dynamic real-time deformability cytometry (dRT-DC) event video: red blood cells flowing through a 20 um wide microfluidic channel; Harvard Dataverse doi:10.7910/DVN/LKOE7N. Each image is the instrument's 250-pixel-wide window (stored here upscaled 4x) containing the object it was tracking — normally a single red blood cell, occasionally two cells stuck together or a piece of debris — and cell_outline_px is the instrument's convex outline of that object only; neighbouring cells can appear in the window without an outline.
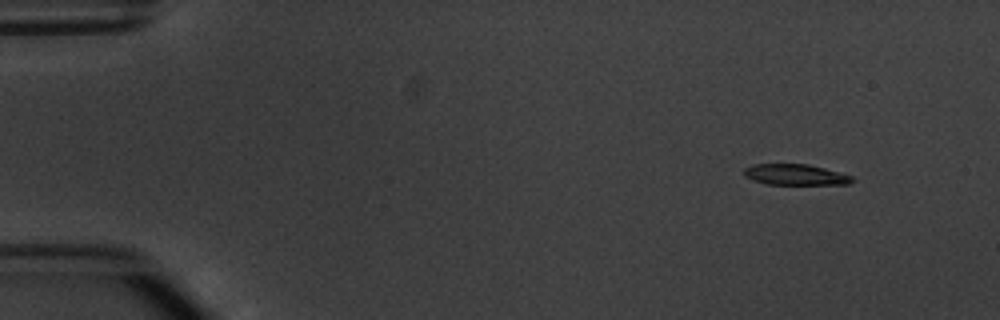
{"species": "common noctule bat (a hibernating species)", "species_latin": "Nyctalus noctula", "temperature_condition": "warm", "stored_images_in_passage": 4, "camera_frame_rate_fps": 3000, "um_per_image_px": 0.085, "animal": {"sex": "male", "body_mass_g": 20.1, "forearm_length_mm": 53.5}, "frame": {"image": 1, "passage_image": 2, "time_ms": 1.333, "image_size_px": [1000, 320], "cell_outline_px": [[856, 180], [848, 184], [768, 184], [752, 180], [744, 176], [744, 168], [752, 164], [808, 164], [824, 168], [852, 176]], "centroid_in_image_um": [67.59, 14.84], "position_along_channel_um": 17.4, "area_um2": 13.12}}